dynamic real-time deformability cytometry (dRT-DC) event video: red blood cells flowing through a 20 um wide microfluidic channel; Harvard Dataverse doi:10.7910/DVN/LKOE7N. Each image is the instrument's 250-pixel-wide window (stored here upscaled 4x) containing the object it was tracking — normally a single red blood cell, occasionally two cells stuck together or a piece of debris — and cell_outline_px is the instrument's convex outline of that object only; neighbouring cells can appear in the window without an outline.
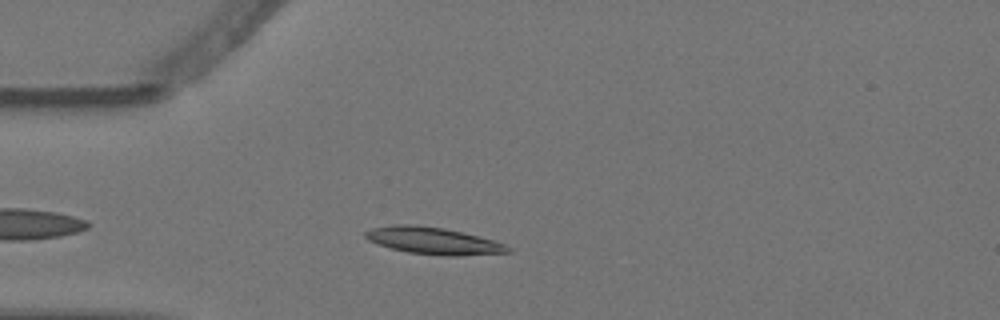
{"species": "Egyptian fruit bat (a non-hibernating species)", "species_latin": "Rousettus aegyptiacus", "temperature_condition": "warm", "stored_images_in_passage": 2, "camera_frame_rate_fps": 3000, "um_per_image_px": 0.085, "animal": {"sex": "female"}, "frame": {"image": 1, "passage_image": 2, "time_ms": 0.333, "image_size_px": [1000, 320], "cell_outline_px": [[512, 252], [460, 256], [448, 256], [408, 252], [376, 244], [368, 240], [364, 236], [364, 232], [372, 228], [392, 224], [416, 224], [444, 228], [492, 240], [504, 244], [512, 248]], "centroid_in_image_um": [36.8, 20.46], "position_along_channel_um": 48.2, "area_um2": 22.37}}